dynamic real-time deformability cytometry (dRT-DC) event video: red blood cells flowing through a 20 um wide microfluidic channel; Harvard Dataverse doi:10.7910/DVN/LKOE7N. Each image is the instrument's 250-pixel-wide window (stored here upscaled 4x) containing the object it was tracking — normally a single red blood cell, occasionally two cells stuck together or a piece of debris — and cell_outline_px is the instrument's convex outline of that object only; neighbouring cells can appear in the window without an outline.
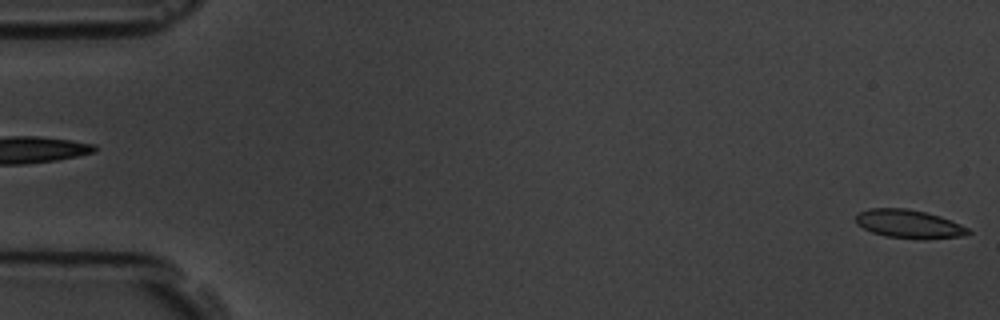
{"species": "common noctule bat (a hibernating species)", "species_latin": "Nyctalus noctula", "temperature_condition": "room temperature", "stored_images_in_passage": 5, "camera_frame_rate_fps": 3000, "um_per_image_px": 0.085, "animal": {"sex": "male", "body_mass_g": 19.5, "forearm_length_mm": 54.6}, "frame": {"image": 1, "passage_image": 5, "time_ms": 4.667, "image_size_px": [1000, 320], "cell_outline_px": [[972, 232], [960, 236], [924, 240], [888, 236], [872, 232], [856, 224], [856, 216], [860, 212], [868, 208], [908, 208], [940, 216], [960, 224], [968, 228]], "centroid_in_image_um": [77.26, 19.04], "position_along_channel_um": 7.7, "area_um2": 18.55}}